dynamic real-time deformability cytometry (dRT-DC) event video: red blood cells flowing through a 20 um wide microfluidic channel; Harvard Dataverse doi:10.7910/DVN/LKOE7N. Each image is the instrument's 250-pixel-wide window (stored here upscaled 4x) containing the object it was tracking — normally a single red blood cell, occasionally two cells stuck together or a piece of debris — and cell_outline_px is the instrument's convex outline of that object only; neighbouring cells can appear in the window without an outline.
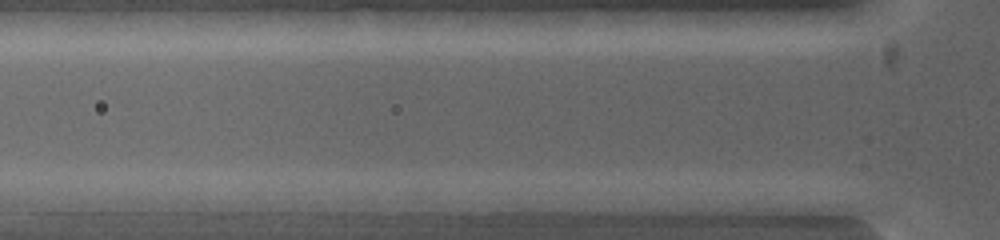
{"species": "common noctule bat (a hibernating species)", "species_latin": "Nyctalus noctula", "temperature_condition": "warm", "stored_images_in_passage": 3, "camera_frame_rate_fps": 5000, "um_per_image_px": 0.085, "animal": {"sex": "female", "body_mass_g": 19.0, "forearm_length_mm": 53.3}, "frame": {"image": 1, "passage_image": 3, "time_ms": 1.4, "image_size_px": [1000, 240], "cell_outline_px": [[788, 216], [776, 216], [676, 208], [668, 200], [788, 200]], "centroid_in_image_um": [62.65, 17.54], "position_along_channel_um": 63.2, "area_um2": 10.29}}